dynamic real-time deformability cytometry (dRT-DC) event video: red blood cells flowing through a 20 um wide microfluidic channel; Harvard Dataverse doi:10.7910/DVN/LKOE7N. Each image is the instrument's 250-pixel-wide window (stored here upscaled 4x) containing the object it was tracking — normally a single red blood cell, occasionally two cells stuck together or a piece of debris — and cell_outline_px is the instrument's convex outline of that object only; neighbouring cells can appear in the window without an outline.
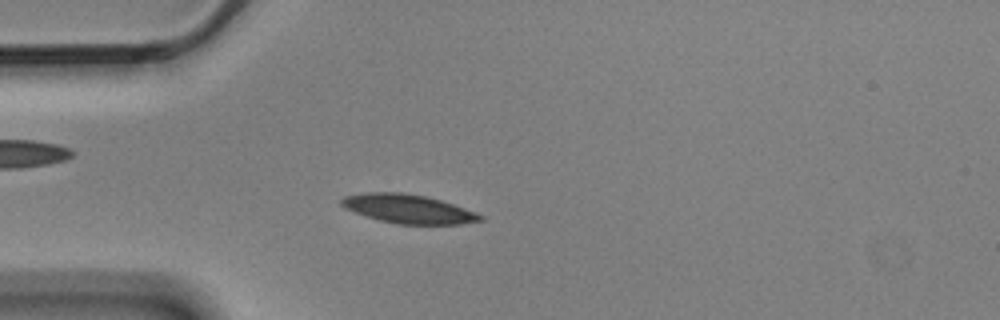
{"species": "Egyptian fruit bat (a non-hibernating species)", "species_latin": "Rousettus aegyptiacus", "temperature_condition": "cold", "stored_images_in_passage": 4, "camera_frame_rate_fps": 3000, "um_per_image_px": 0.085, "animal": {"sex": "male"}, "frame": {"image": 1, "passage_image": 4, "time_ms": 1.0, "image_size_px": [1000, 320], "cell_outline_px": [[484, 220], [460, 224], [396, 224], [380, 220], [344, 208], [340, 204], [340, 200], [344, 196], [368, 192], [400, 192], [424, 196], [440, 200], [476, 212], [484, 216]], "centroid_in_image_um": [34.7, 17.75], "position_along_channel_um": 50.3, "area_um2": 23.12}}